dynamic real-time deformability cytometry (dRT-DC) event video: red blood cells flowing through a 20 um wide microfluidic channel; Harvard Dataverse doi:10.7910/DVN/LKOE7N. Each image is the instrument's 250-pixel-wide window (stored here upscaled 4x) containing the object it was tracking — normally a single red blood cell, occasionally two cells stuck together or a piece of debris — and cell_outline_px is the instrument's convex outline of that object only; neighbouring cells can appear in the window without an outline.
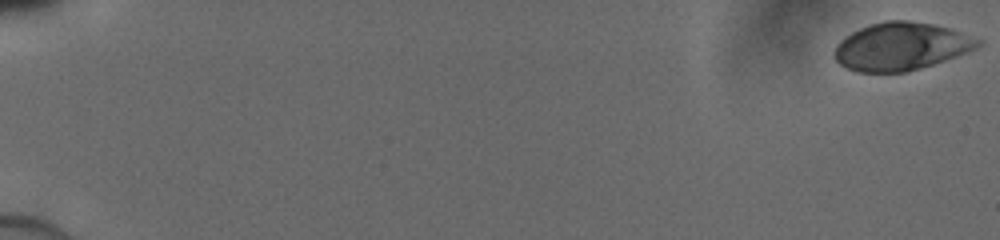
{"species": "human", "species_latin": "Homo sapiens", "temperature_condition": "cold", "stored_images_in_passage": 50, "camera_frame_rate_fps": 3000, "um_per_image_px": 0.085, "donor": {"sex": "male"}, "frame": {"image": 1, "passage_image": 1, "time_ms": 0.0, "image_size_px": [1000, 240], "cell_outline_px": [[984, 44], [968, 52], [932, 64], [904, 72], [856, 72], [840, 64], [832, 56], [832, 52], [836, 44], [840, 40], [852, 32], [860, 28], [884, 20], [908, 20], [932, 24], [948, 28], [984, 40]], "centroid_in_image_um": [76.57, 3.94], "position_along_channel_um": 8.4, "area_um2": 39.94}}
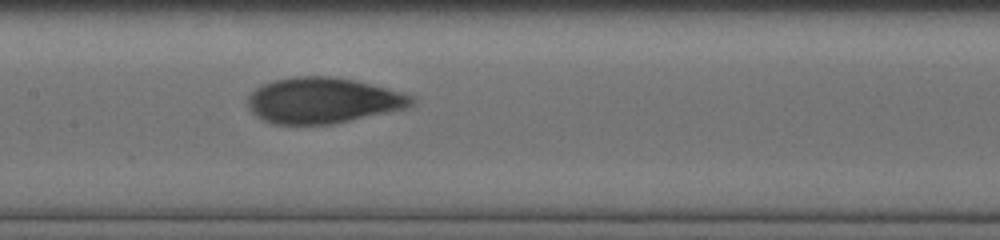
{"frame": {"image": 2, "passage_image": 28, "time_ms": 9.0, "image_size_px": [1000, 240], "cell_outline_px": [[416, 100], [412, 104], [404, 108], [332, 124], [276, 124], [264, 120], [256, 116], [252, 112], [248, 104], [248, 96], [260, 84], [272, 80], [292, 76], [336, 76], [356, 80], [412, 96]], "centroid_in_image_um": [27.38, 8.52], "position_along_channel_um": 180.0, "area_um2": 43.35}}
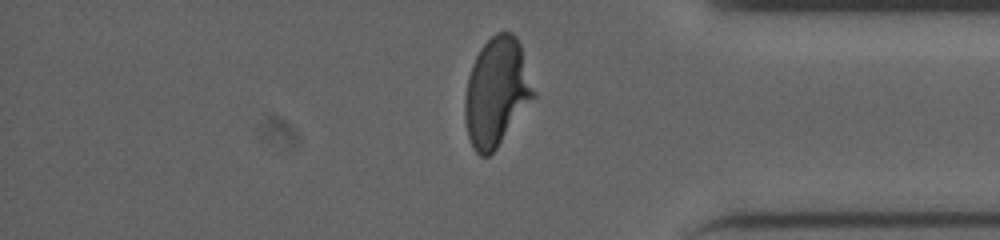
{"frame": {"image": 3, "passage_image": 44, "time_ms": 14.333, "image_size_px": [1000, 240], "cell_outline_px": [[536, 96], [496, 148], [488, 156], [480, 156], [476, 152], [468, 136], [464, 120], [464, 100], [468, 76], [472, 64], [480, 48], [496, 32], [512, 32], [516, 36], [520, 44], [536, 92]], "centroid_in_image_um": [42.21, 7.81], "position_along_channel_um": 393.0, "area_um2": 43.41}}